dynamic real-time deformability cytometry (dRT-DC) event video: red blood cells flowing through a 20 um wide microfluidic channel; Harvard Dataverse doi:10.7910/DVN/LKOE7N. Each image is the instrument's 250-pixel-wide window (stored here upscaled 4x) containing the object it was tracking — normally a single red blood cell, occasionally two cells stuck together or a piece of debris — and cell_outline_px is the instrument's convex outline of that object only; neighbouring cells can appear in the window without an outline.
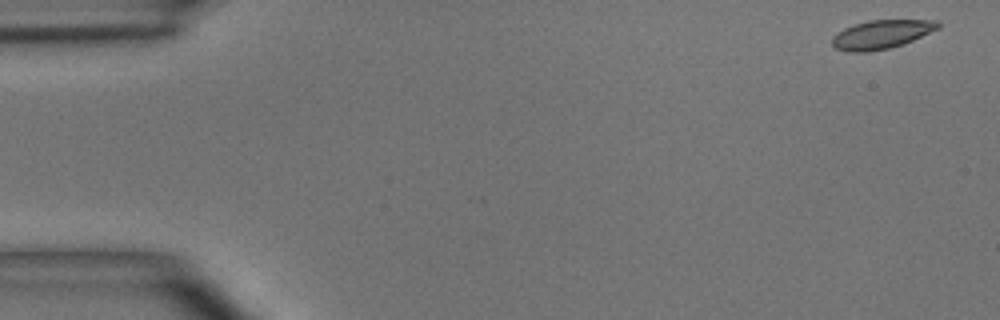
{"species": "common noctule bat (a hibernating species)", "species_latin": "Nyctalus noctula", "temperature_condition": "room temperature", "stored_images_in_passage": 6, "camera_frame_rate_fps": 3000, "um_per_image_px": 0.085, "animal": {"sex": "male", "body_mass_g": 15.6}, "frame": {"image": 1, "passage_image": 1, "time_ms": 0.0, "image_size_px": [1000, 320], "cell_outline_px": [[940, 28], [904, 44], [888, 48], [868, 52], [848, 52], [836, 48], [832, 44], [832, 36], [836, 32], [852, 24], [868, 20], [936, 20], [940, 24]], "centroid_in_image_um": [74.9, 2.92], "position_along_channel_um": 10.1, "area_um2": 17.86}}
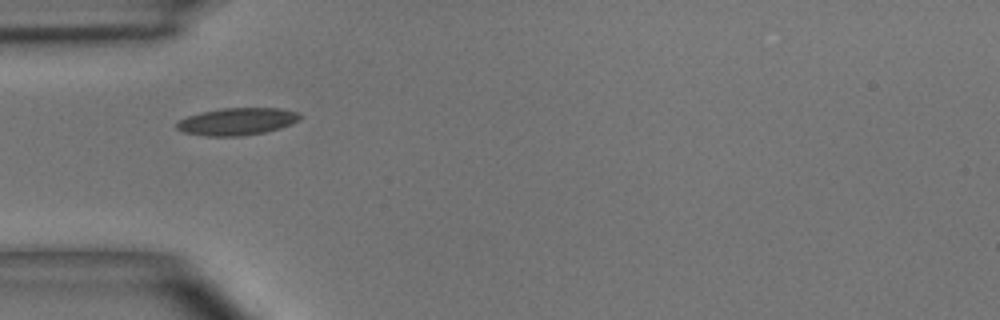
{"frame": {"image": 2, "passage_image": 5, "time_ms": 4.667, "image_size_px": [1000, 320], "cell_outline_px": [[304, 116], [300, 120], [292, 124], [280, 128], [264, 132], [244, 136], [204, 136], [184, 132], [176, 128], [176, 124], [180, 120], [188, 116], [200, 112], [220, 108], [280, 108], [300, 112]], "centroid_in_image_um": [20.21, 10.32], "position_along_channel_um": 64.8, "area_um2": 19.83}}
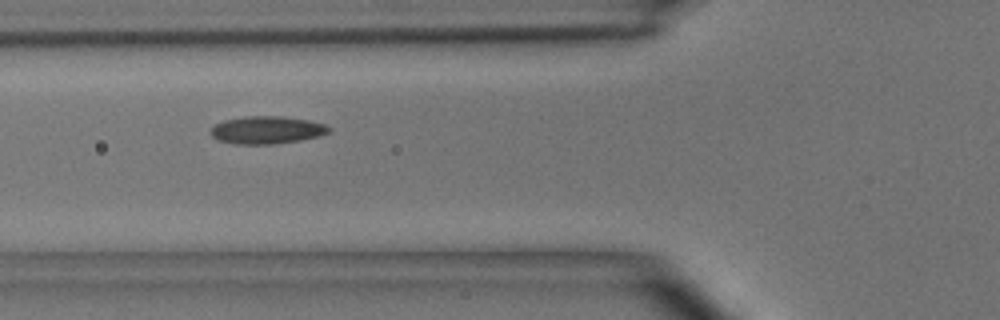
{"frame": {"image": 3, "passage_image": 6, "time_ms": 5.667, "image_size_px": [1000, 320], "cell_outline_px": [[332, 128], [328, 132], [320, 136], [300, 140], [276, 144], [236, 144], [216, 140], [208, 132], [216, 124], [224, 120], [244, 116], [280, 116], [308, 120], [324, 124]], "centroid_in_image_um": [22.65, 11.05], "position_along_channel_um": 103.1, "area_um2": 19.13}}